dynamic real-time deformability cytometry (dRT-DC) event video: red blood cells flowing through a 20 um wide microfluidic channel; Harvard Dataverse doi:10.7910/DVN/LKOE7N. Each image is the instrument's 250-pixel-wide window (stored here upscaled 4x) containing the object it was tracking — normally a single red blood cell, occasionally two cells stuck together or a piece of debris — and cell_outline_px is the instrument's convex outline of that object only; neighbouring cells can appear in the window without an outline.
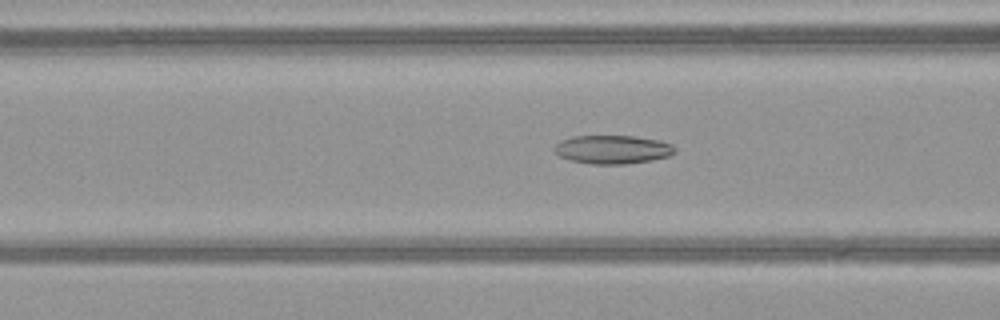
{"species": "common noctule bat (a hibernating species)", "species_latin": "Nyctalus noctula", "temperature_condition": "warm", "stored_images_in_passage": 49, "camera_frame_rate_fps": 3000, "um_per_image_px": 0.085, "animal": {"sex": "female", "body_mass_g": 21.9}, "frame": {"image": 1, "passage_image": 19, "time_ms": 6.0, "image_size_px": [1000, 320], "cell_outline_px": [[676, 152], [668, 156], [652, 160], [624, 164], [592, 164], [572, 160], [560, 156], [552, 148], [560, 140], [572, 136], [636, 136], [660, 140], [672, 144], [676, 148]], "centroid_in_image_um": [52.09, 12.69], "position_along_channel_um": 114.5, "area_um2": 20.11}}
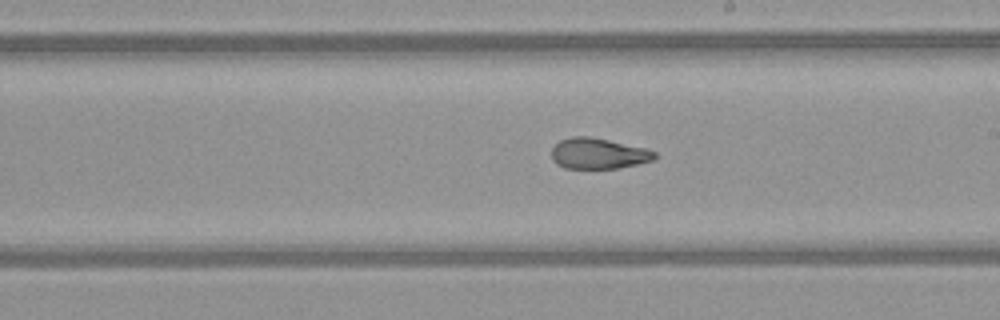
{"frame": {"image": 2, "passage_image": 28, "time_ms": 9.0, "image_size_px": [1000, 320], "cell_outline_px": [[656, 156], [652, 160], [620, 168], [564, 168], [556, 164], [552, 160], [552, 148], [560, 140], [572, 136], [588, 136], [608, 140], [644, 148], [656, 152]], "centroid_in_image_um": [50.82, 13.05], "position_along_channel_um": 238.2, "area_um2": 18.32}}
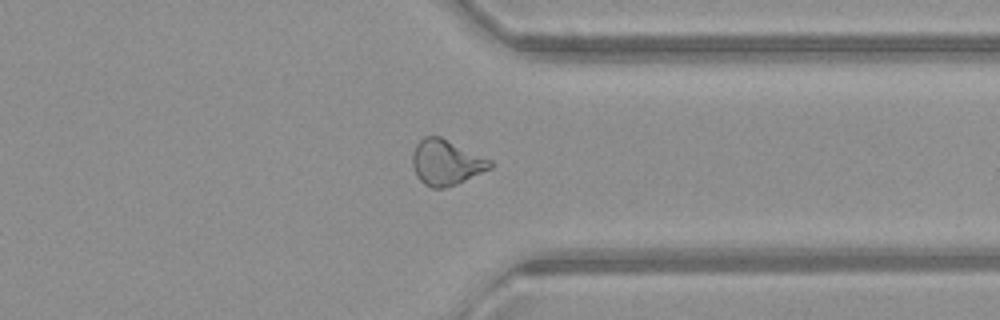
{"frame": {"image": 3, "passage_image": 38, "time_ms": 12.333, "image_size_px": [1000, 320], "cell_outline_px": [[496, 164], [492, 168], [456, 184], [444, 188], [432, 188], [424, 184], [416, 176], [412, 164], [412, 152], [416, 144], [424, 136], [440, 136], [492, 160]], "centroid_in_image_um": [37.93, 13.8], "position_along_channel_um": 373.5, "area_um2": 20.69}, "authors_computed_cell_mechanics": {"area_um2": 20.6924, "velocity_mm_per_s": 4.1098, "shape_relaxation_time_tau1_ms": null, "shape_relaxation_time_tau2_ms": 2.0877, "deformation_change_tau1": null, "deformation_change_tau2": 0.0905}}